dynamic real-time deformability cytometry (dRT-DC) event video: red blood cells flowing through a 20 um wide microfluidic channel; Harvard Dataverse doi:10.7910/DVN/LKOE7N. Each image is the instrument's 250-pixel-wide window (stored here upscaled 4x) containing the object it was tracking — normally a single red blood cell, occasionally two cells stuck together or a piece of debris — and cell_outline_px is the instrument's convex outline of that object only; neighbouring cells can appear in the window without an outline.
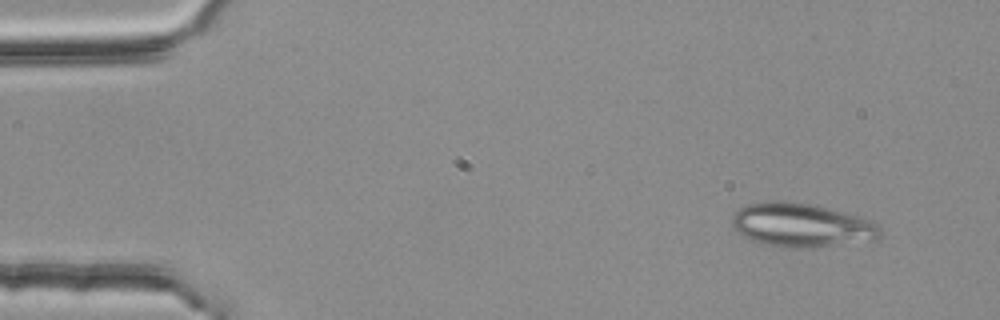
{"species": "common noctule bat (a hibernating species)", "species_latin": "Nyctalus noctula", "temperature_condition": "room temperature", "stored_images_in_passage": 4, "camera_frame_rate_fps": 3000, "um_per_image_px": 0.085, "animal": {"sex": "female", "body_mass_g": 25.1}, "frame": {"image": 1, "passage_image": 1, "time_ms": 0.0, "image_size_px": [1000, 320], "cell_outline_px": [[884, 236], [876, 240], [796, 248], [792, 248], [764, 244], [752, 240], [736, 232], [732, 228], [732, 216], [744, 204], [768, 200], [784, 200], [808, 204], [828, 208], [872, 220], [884, 232]], "centroid_in_image_um": [68.11, 19.12], "position_along_channel_um": 16.9, "area_um2": 37.86}}